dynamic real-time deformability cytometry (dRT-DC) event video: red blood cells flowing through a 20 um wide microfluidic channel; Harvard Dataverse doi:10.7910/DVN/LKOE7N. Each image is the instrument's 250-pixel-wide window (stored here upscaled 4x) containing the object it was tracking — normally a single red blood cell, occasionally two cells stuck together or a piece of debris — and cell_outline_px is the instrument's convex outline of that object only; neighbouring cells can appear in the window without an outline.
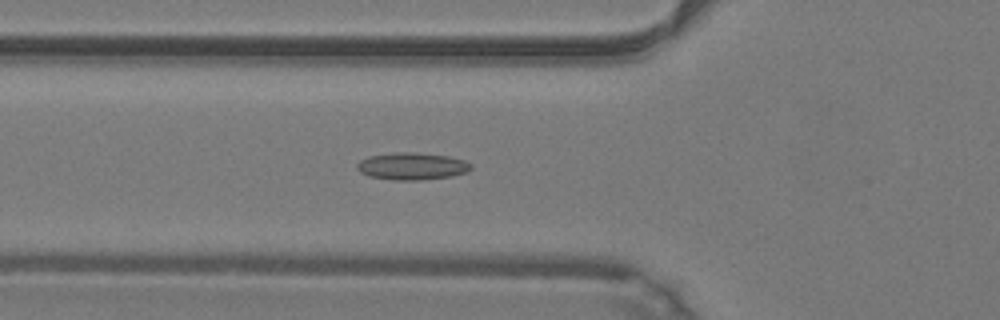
{"species": "common noctule bat (a hibernating species)", "species_latin": "Nyctalus noctula", "temperature_condition": "warm", "stored_images_in_passage": 33, "camera_frame_rate_fps": 3000, "um_per_image_px": 0.085, "animal": {"sex": "male", "body_mass_g": 19.2, "forearm_length_mm": 51.8}, "frame": {"image": 1, "passage_image": 2, "time_ms": 0.333, "image_size_px": [1000, 320], "cell_outline_px": [[472, 168], [468, 172], [452, 176], [420, 180], [392, 180], [368, 176], [360, 172], [356, 168], [356, 164], [360, 160], [368, 156], [392, 152], [412, 152], [448, 156], [464, 160], [472, 164]], "centroid_in_image_um": [35.0, 14.13], "position_along_channel_um": 90.8, "area_um2": 18.26}}
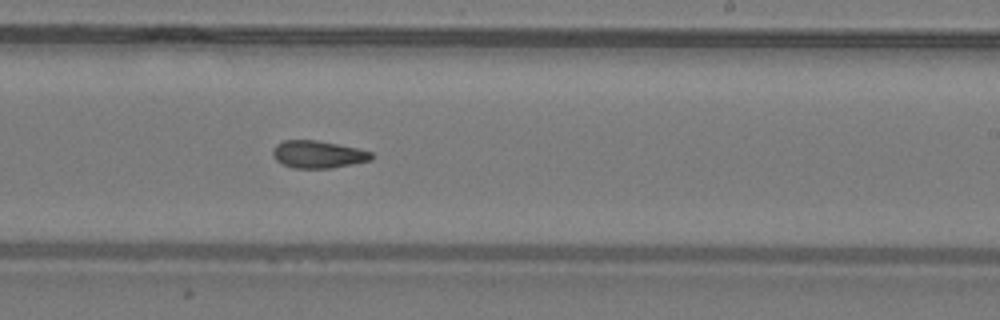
{"frame": {"image": 2, "passage_image": 14, "time_ms": 4.333, "image_size_px": [1000, 320], "cell_outline_px": [[376, 156], [372, 160], [332, 168], [292, 168], [276, 160], [272, 156], [272, 148], [276, 144], [284, 140], [316, 140], [356, 148], [372, 152]], "centroid_in_image_um": [27.03, 13.12], "position_along_channel_um": 262.0, "area_um2": 15.84}}
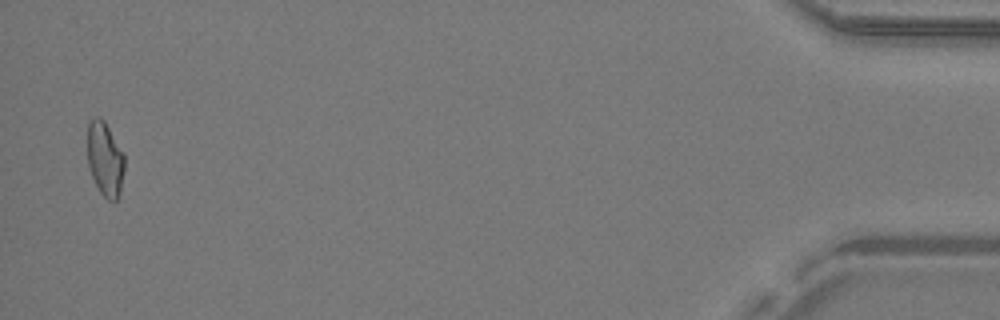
{"frame": {"image": 3, "passage_image": 32, "time_ms": 10.333, "image_size_px": [1000, 320], "cell_outline_px": [[124, 168], [120, 196], [116, 200], [108, 200], [100, 192], [92, 176], [88, 164], [88, 120], [96, 116], [100, 116], [104, 120], [124, 156]], "centroid_in_image_um": [8.92, 13.52], "position_along_channel_um": 426.3, "area_um2": 15.9}}